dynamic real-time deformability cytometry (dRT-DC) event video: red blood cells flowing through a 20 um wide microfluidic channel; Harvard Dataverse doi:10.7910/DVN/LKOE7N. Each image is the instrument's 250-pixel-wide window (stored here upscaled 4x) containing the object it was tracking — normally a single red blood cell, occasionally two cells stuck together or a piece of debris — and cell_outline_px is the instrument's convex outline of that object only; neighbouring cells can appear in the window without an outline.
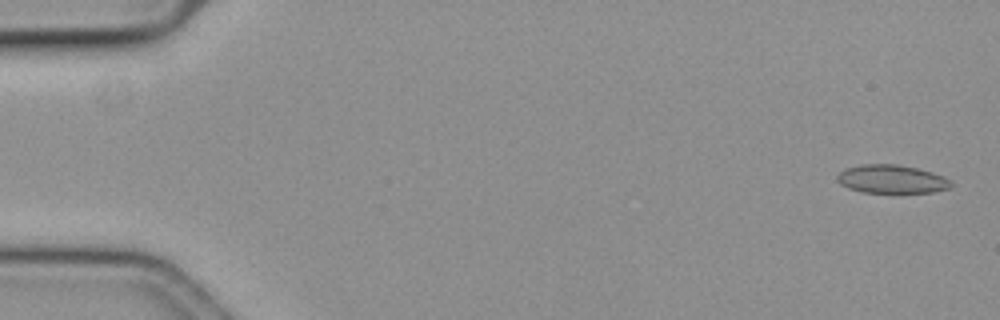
{"species": "common noctule bat (a hibernating species)", "species_latin": "Nyctalus noctula", "temperature_condition": "cold", "stored_images_in_passage": 58, "camera_frame_rate_fps": 3000, "um_per_image_px": 0.085, "animal": {"sex": "female", "body_mass_g": 19.3, "forearm_length_mm": 54.1}, "frame": {"image": 1, "passage_image": 2, "time_ms": 0.333, "image_size_px": [1000, 320], "cell_outline_px": [[952, 184], [948, 188], [932, 192], [864, 192], [848, 188], [840, 184], [836, 180], [836, 176], [844, 168], [864, 164], [896, 164], [916, 168], [932, 172], [948, 180]], "centroid_in_image_um": [75.71, 15.22], "position_along_channel_um": 9.3, "area_um2": 18.55}}
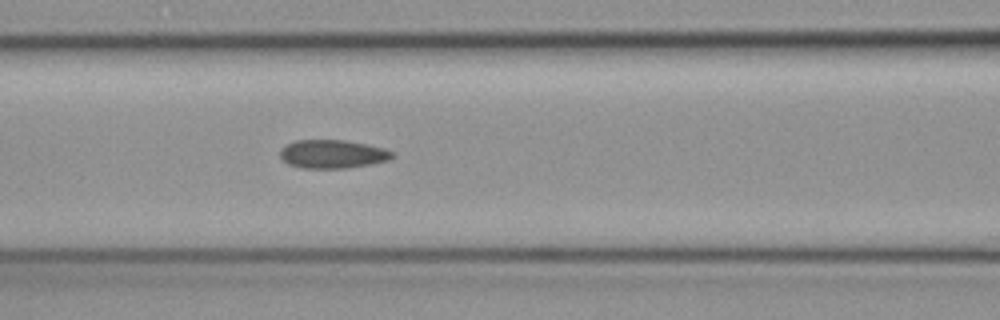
{"frame": {"image": 2, "passage_image": 25, "time_ms": 8.0, "image_size_px": [1000, 320], "cell_outline_px": [[396, 156], [388, 160], [372, 164], [348, 168], [300, 168], [288, 164], [280, 156], [280, 148], [296, 140], [344, 140], [368, 144], [384, 148], [396, 152]], "centroid_in_image_um": [28.31, 13.1], "position_along_channel_um": 138.3, "area_um2": 18.84}}
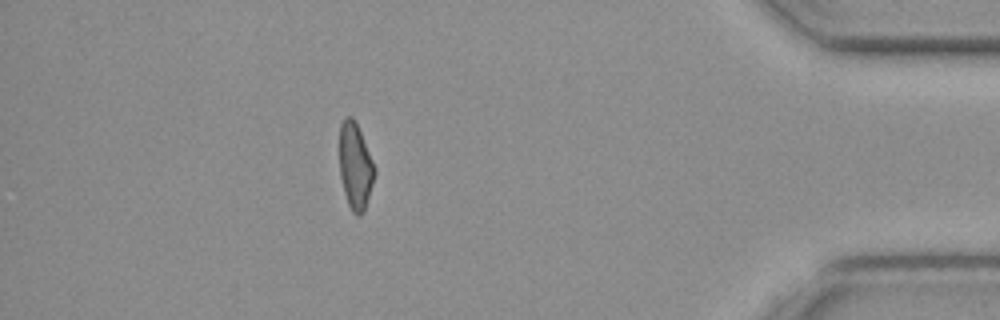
{"frame": {"image": 3, "passage_image": 51, "time_ms": 16.667, "image_size_px": [1000, 320], "cell_outline_px": [[376, 172], [364, 208], [360, 216], [356, 216], [352, 212], [348, 204], [344, 192], [340, 176], [340, 124], [344, 116], [352, 116], [356, 120], [376, 168]], "centroid_in_image_um": [30.19, 14.06], "position_along_channel_um": 405.0, "area_um2": 17.69}, "authors_computed_cell_mechanics": {"area_um2": 18.8139, "velocity_mm_per_s": 3.6446, "shape_relaxation_time_tau1_ms": null, "shape_relaxation_time_tau2_ms": 3.109, "deformation_change_tau1": null, "deformation_change_tau2": 0.0982}}